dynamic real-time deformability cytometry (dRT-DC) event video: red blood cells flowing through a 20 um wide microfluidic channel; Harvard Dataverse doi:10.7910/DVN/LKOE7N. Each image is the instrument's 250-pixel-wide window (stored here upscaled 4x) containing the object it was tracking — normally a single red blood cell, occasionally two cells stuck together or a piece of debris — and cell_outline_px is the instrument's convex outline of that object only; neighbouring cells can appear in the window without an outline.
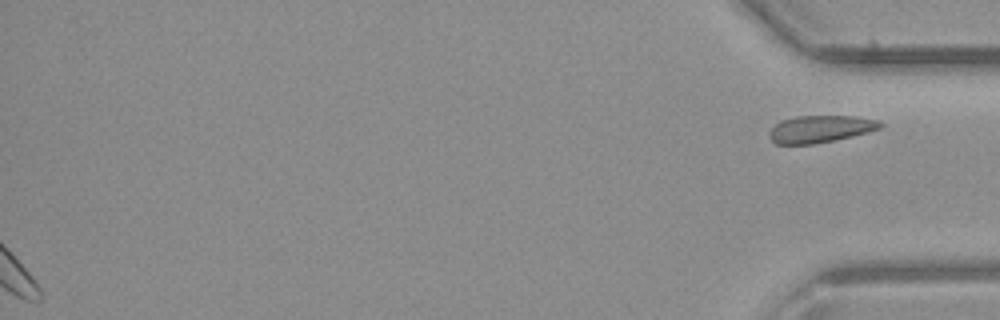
{"species": "common noctule bat (a hibernating species)", "species_latin": "Nyctalus noctula", "temperature_condition": "room temperature", "stored_images_in_passage": 26, "segment_of_instrument_passage": [2, 2], "camera_frame_rate_fps": 3000, "um_per_image_px": 0.085, "animal": {"sex": "male", "body_mass_g": 23.1, "forearm_length_mm": 52.7}, "frame": {"image": 1, "passage_image": 26, "time_ms": 8.333, "image_size_px": [1000, 320], "cell_outline_px": [[884, 124], [880, 128], [868, 132], [852, 136], [812, 144], [776, 144], [768, 136], [768, 132], [780, 120], [796, 116], [856, 116], [880, 120]], "centroid_in_image_um": [69.73, 10.95], "position_along_channel_um": 365.5, "area_um2": 17.57}}